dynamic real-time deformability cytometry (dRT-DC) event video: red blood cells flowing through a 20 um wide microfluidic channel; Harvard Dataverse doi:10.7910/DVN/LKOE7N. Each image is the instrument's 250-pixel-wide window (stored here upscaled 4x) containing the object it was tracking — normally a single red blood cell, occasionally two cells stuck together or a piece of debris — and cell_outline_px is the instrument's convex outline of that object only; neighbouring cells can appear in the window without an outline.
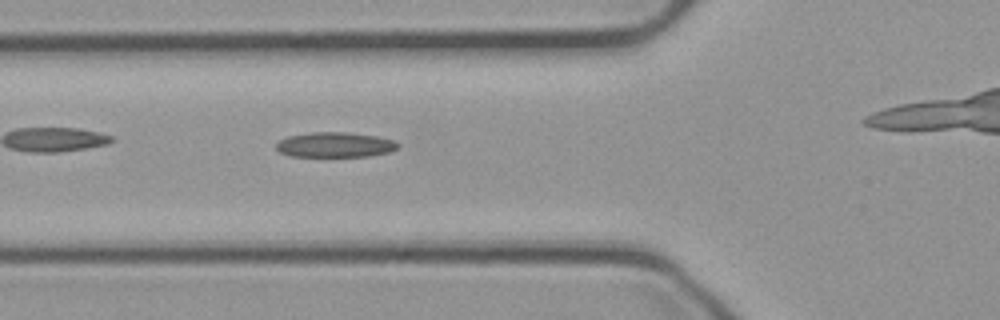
{"species": "common noctule bat (a hibernating species)", "species_latin": "Nyctalus noctula", "temperature_condition": "cold", "stored_images_in_passage": 30, "camera_frame_rate_fps": 3000, "um_per_image_px": 0.085, "animal": {"sex": "male", "body_mass_g": 23.1, "forearm_length_mm": 52.7}, "frame": {"image": 1, "passage_image": 5, "time_ms": 1.333, "image_size_px": [1000, 320], "cell_outline_px": [[400, 144], [396, 148], [388, 152], [368, 156], [292, 156], [280, 152], [276, 148], [276, 144], [280, 140], [288, 136], [312, 132], [348, 132], [376, 136], [396, 140]], "centroid_in_image_um": [28.49, 12.29], "position_along_channel_um": 97.3, "area_um2": 17.69}}
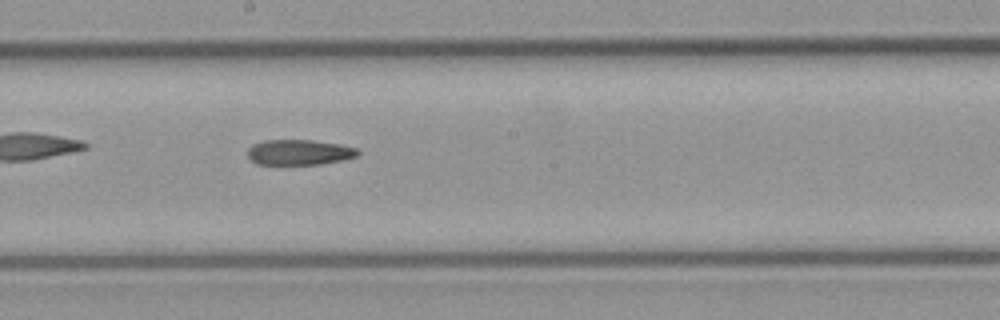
{"frame": {"image": 2, "passage_image": 15, "time_ms": 4.667, "image_size_px": [1000, 320], "cell_outline_px": [[360, 152], [356, 156], [340, 160], [320, 164], [256, 164], [248, 156], [248, 148], [252, 144], [264, 140], [312, 140], [340, 144], [356, 148]], "centroid_in_image_um": [25.41, 12.93], "position_along_channel_um": 222.8, "area_um2": 16.18}}
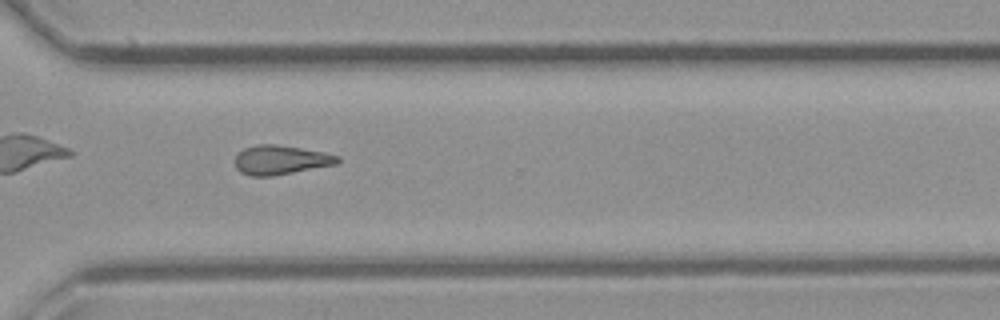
{"frame": {"image": 3, "passage_image": 25, "time_ms": 8.0, "image_size_px": [1000, 320], "cell_outline_px": [[340, 160], [336, 164], [272, 176], [252, 176], [240, 172], [236, 168], [236, 156], [244, 148], [260, 144], [276, 144], [324, 152], [340, 156]], "centroid_in_image_um": [23.86, 13.59], "position_along_channel_um": 346.7, "area_um2": 17.28}}